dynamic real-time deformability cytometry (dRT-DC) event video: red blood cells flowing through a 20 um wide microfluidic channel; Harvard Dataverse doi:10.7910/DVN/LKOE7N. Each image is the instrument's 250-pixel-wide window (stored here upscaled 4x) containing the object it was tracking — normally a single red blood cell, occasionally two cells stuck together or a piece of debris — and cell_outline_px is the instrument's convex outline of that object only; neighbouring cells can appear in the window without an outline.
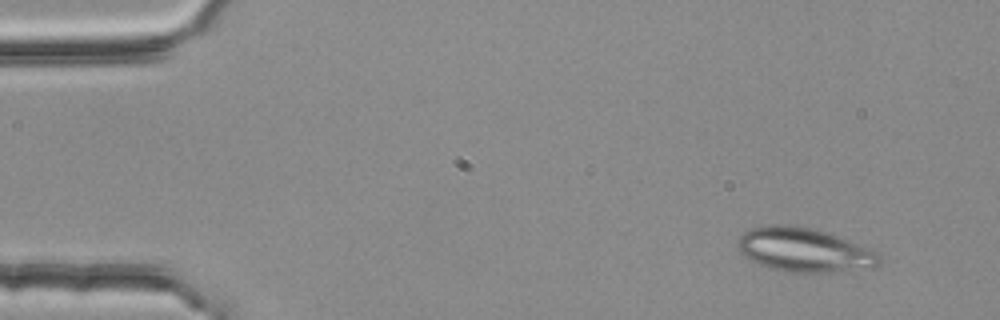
{"species": "common noctule bat (a hibernating species)", "species_latin": "Nyctalus noctula", "temperature_condition": "room temperature", "stored_images_in_passage": 3, "camera_frame_rate_fps": 3000, "um_per_image_px": 0.085, "animal": {"sex": "female", "body_mass_g": 25.1}, "frame": {"image": 1, "passage_image": 1, "time_ms": 0.0, "image_size_px": [1000, 320], "cell_outline_px": [[880, 264], [872, 268], [824, 272], [784, 272], [760, 264], [744, 256], [736, 248], [736, 244], [740, 236], [744, 232], [752, 228], [788, 224], [808, 228], [824, 232], [836, 236], [876, 252], [880, 256]], "centroid_in_image_um": [68.31, 21.26], "position_along_channel_um": 16.7, "area_um2": 35.55}}